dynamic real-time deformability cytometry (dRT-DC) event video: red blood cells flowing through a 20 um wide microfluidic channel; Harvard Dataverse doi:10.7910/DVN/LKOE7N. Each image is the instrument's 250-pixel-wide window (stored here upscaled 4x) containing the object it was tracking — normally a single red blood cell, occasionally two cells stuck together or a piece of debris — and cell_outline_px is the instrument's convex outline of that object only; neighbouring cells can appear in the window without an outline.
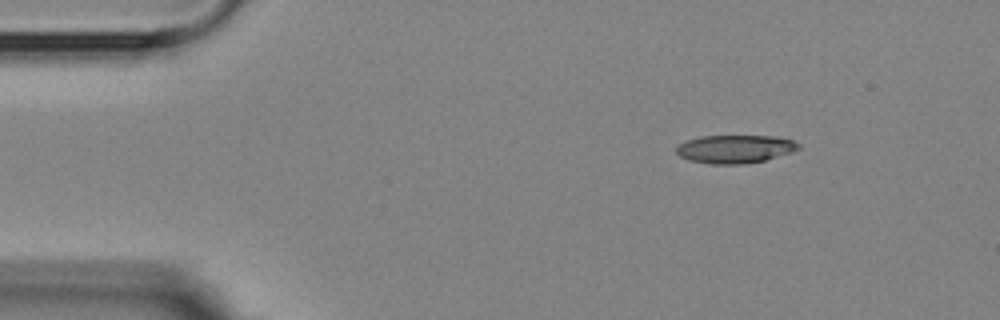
{"species": "Egyptian fruit bat (a non-hibernating species)", "species_latin": "Rousettus aegyptiacus", "temperature_condition": "room temperature", "stored_images_in_passage": 4, "camera_frame_rate_fps": 3000, "um_per_image_px": 0.085, "animal": {"sex": "female"}, "frame": {"image": 1, "passage_image": 1, "time_ms": 0.0, "image_size_px": [1000, 320], "cell_outline_px": [[800, 148], [792, 152], [764, 160], [744, 164], [708, 164], [688, 160], [680, 156], [676, 152], [676, 148], [680, 144], [688, 140], [700, 136], [776, 136], [792, 140], [800, 144]], "centroid_in_image_um": [62.48, 12.67], "position_along_channel_um": 22.5, "area_um2": 20.06}}
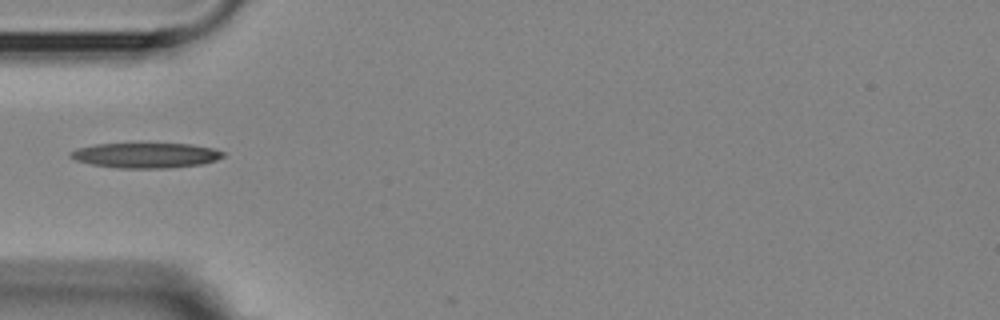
{"frame": {"image": 2, "passage_image": 4, "time_ms": 3.333, "image_size_px": [1000, 320], "cell_outline_px": [[224, 156], [216, 160], [200, 164], [168, 168], [116, 168], [92, 164], [76, 160], [68, 156], [68, 152], [76, 148], [96, 144], [192, 144], [212, 148], [224, 152]], "centroid_in_image_um": [12.35, 13.2], "position_along_channel_um": 72.6, "area_um2": 22.25}}